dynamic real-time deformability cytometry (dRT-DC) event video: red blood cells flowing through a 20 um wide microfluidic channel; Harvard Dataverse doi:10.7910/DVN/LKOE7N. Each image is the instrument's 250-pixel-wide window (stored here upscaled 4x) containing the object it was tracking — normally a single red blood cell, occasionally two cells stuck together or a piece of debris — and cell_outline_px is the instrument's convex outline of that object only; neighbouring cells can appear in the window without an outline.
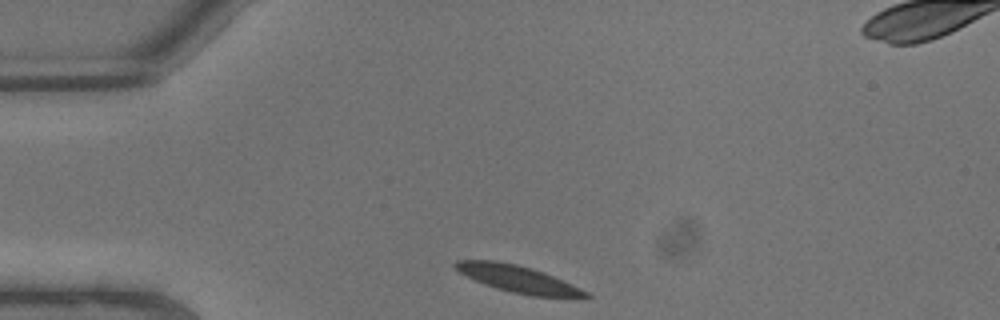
{"species": "common noctule bat (a hibernating species)", "species_latin": "Nyctalus noctula", "temperature_condition": "warm", "stored_images_in_passage": 5, "camera_frame_rate_fps": 3000, "um_per_image_px": 0.085, "animal": {"sex": "male", "body_mass_g": 13.3}, "frame": {"image": 1, "passage_image": 1, "time_ms": 0.0, "image_size_px": [1000, 320], "cell_outline_px": [[592, 296], [528, 296], [496, 288], [484, 284], [452, 268], [452, 264], [456, 260], [496, 260], [516, 264], [532, 268], [544, 272], [572, 284], [588, 292]], "centroid_in_image_um": [43.95, 23.68], "position_along_channel_um": 41.0, "area_um2": 20.23}}
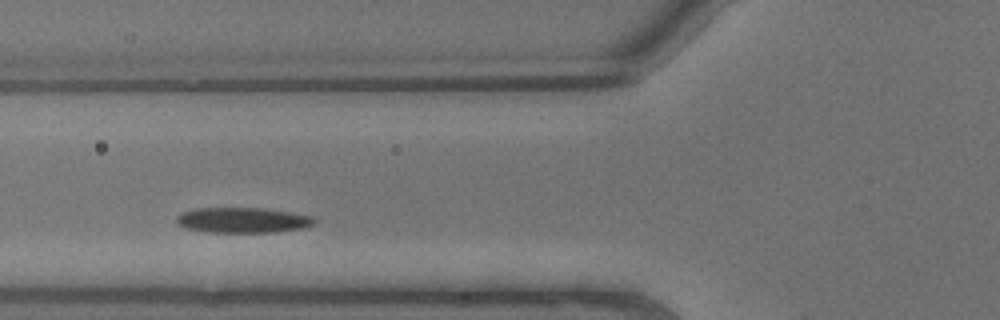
{"frame": {"image": 2, "passage_image": 4, "time_ms": 1.0, "image_size_px": [1000, 320], "cell_outline_px": [[316, 224], [304, 228], [276, 232], [204, 232], [184, 228], [176, 224], [176, 216], [184, 212], [196, 208], [260, 208], [288, 212], [312, 216], [316, 220]], "centroid_in_image_um": [20.61, 18.72], "position_along_channel_um": 105.2, "area_um2": 20.46}}
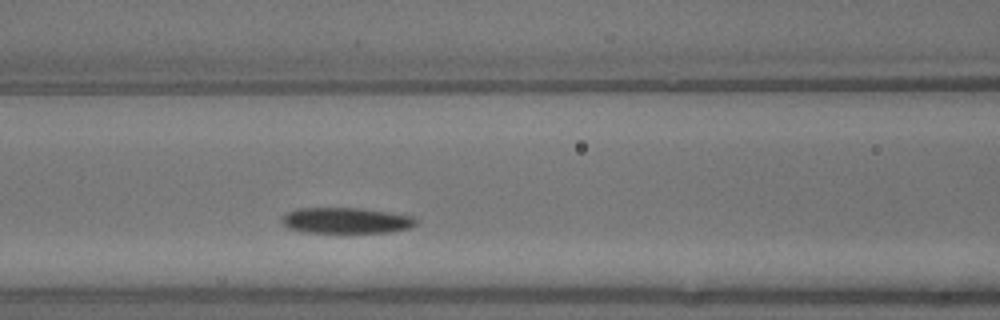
{"frame": {"image": 3, "passage_image": 5, "time_ms": 1.333, "image_size_px": [1000, 320], "cell_outline_px": [[416, 224], [408, 228], [388, 232], [304, 232], [288, 228], [280, 220], [288, 212], [296, 208], [360, 208], [416, 216]], "centroid_in_image_um": [29.42, 18.73], "position_along_channel_um": 137.2, "area_um2": 20.06}}